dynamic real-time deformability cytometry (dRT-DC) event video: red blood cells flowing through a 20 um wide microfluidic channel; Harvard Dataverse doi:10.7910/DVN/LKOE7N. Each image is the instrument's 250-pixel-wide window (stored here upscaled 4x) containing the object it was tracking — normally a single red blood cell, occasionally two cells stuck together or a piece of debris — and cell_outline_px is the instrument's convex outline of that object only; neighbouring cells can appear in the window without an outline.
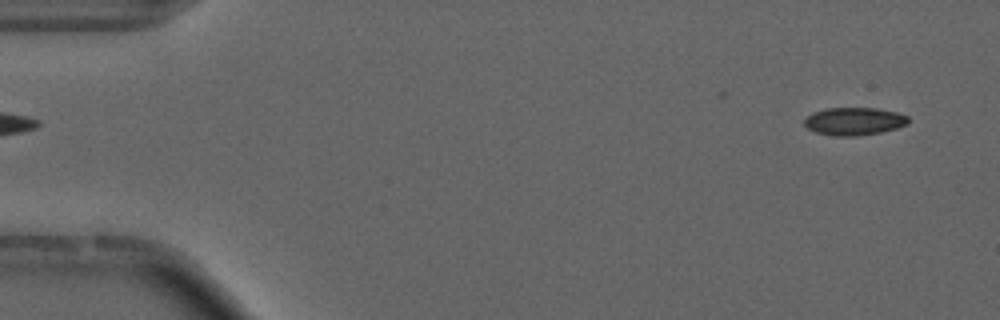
{"species": "common noctule bat (a hibernating species)", "species_latin": "Nyctalus noctula", "temperature_condition": "cold", "stored_images_in_passage": 10, "camera_frame_rate_fps": 3000, "um_per_image_px": 0.085, "animal": {"sex": "male", "forearm_length_mm": 52.5}, "frame": {"image": 1, "passage_image": 1, "time_ms": 0.0, "image_size_px": [1000, 320], "cell_outline_px": [[908, 124], [896, 128], [880, 132], [856, 136], [832, 136], [816, 132], [808, 128], [804, 124], [804, 120], [812, 112], [828, 108], [876, 108], [896, 112], [908, 116]], "centroid_in_image_um": [72.59, 10.31], "position_along_channel_um": 12.4, "area_um2": 16.76}}